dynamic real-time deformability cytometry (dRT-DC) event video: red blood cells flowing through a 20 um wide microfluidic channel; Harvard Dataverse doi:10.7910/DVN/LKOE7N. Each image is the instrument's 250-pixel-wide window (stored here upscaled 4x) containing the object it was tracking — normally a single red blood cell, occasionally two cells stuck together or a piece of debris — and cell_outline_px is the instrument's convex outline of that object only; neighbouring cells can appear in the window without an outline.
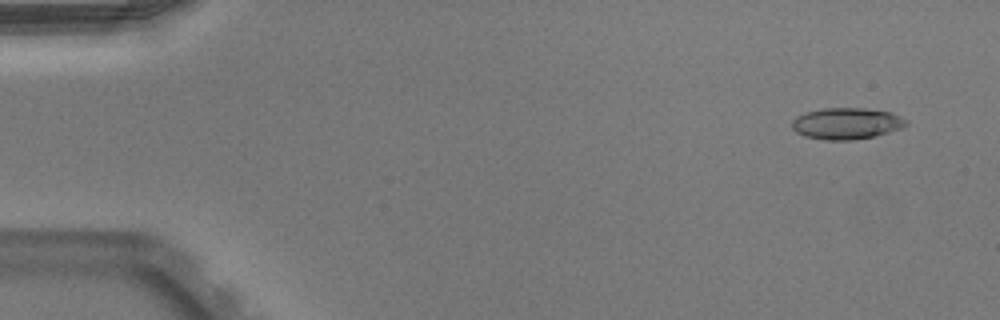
{"species": "Egyptian fruit bat (a non-hibernating species)", "species_latin": "Rousettus aegyptiacus", "temperature_condition": "warm", "stored_images_in_passage": 51, "camera_frame_rate_fps": 3000, "um_per_image_px": 0.085, "animal": {"sex": "male"}, "frame": {"image": 1, "passage_image": 4, "time_ms": 1.0, "image_size_px": [1000, 320], "cell_outline_px": [[908, 124], [900, 128], [876, 136], [852, 140], [824, 140], [804, 136], [796, 132], [792, 128], [792, 120], [796, 116], [804, 112], [824, 108], [864, 108], [892, 112], [908, 120]], "centroid_in_image_um": [71.94, 10.49], "position_along_channel_um": 13.1, "area_um2": 21.1}}
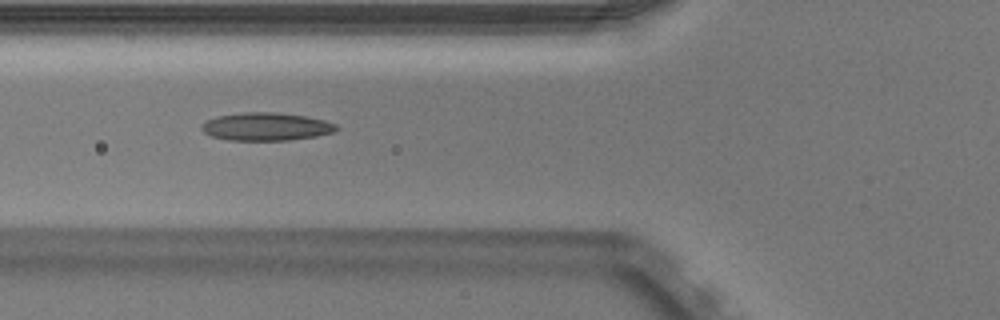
{"frame": {"image": 2, "passage_image": 20, "time_ms": 6.333, "image_size_px": [1000, 320], "cell_outline_px": [[340, 128], [332, 132], [316, 136], [288, 140], [228, 140], [212, 136], [204, 132], [200, 128], [200, 124], [204, 120], [216, 116], [240, 112], [280, 112], [304, 116], [324, 120], [336, 124]], "centroid_in_image_um": [22.57, 10.75], "position_along_channel_um": 103.2, "area_um2": 22.14}}
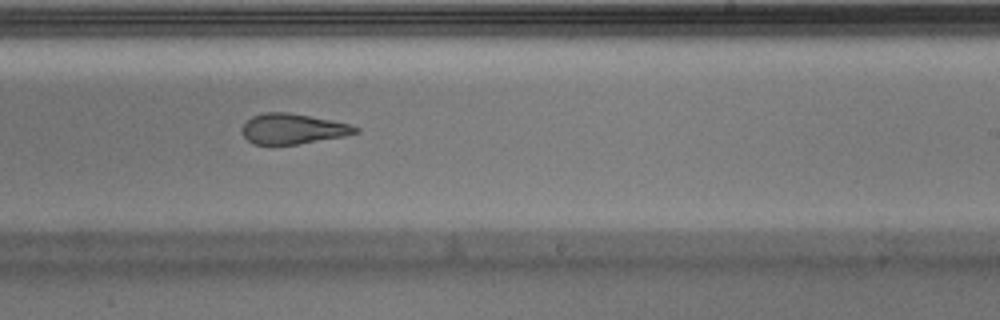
{"frame": {"image": 3, "passage_image": 32, "time_ms": 10.333, "image_size_px": [1000, 320], "cell_outline_px": [[360, 132], [344, 136], [296, 144], [252, 144], [244, 136], [244, 124], [252, 116], [264, 112], [288, 112], [332, 120], [348, 124], [360, 128]], "centroid_in_image_um": [24.91, 10.94], "position_along_channel_um": 264.1, "area_um2": 19.77}, "authors_computed_cell_mechanics": {"area_um2": 21.0392, "velocity_mm_per_s": 4.013, "shape_relaxation_time_tau1_ms": 9.7317, "shape_relaxation_time_tau2_ms": 2.2665, "deformation_change_tau1": 0.25, "deformation_change_tau2": 0.1199}}